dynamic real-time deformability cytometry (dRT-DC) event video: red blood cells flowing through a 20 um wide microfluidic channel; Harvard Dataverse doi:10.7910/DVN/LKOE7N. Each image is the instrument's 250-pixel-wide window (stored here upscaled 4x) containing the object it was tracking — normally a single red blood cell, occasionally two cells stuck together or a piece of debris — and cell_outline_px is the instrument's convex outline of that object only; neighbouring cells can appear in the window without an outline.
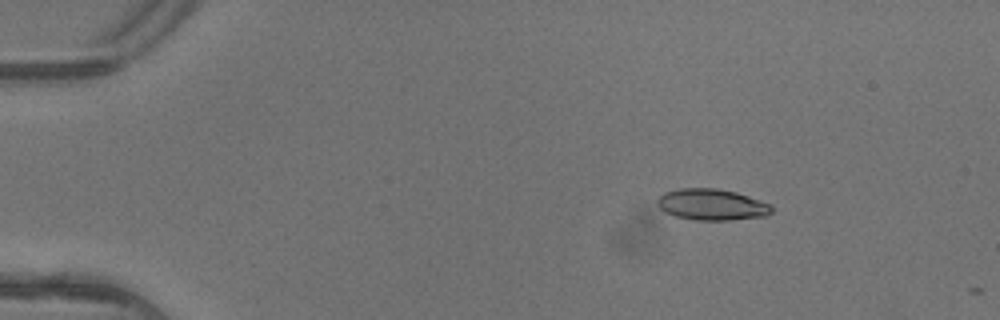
{"species": "common noctule bat (a hibernating species)", "species_latin": "Nyctalus noctula", "temperature_condition": "warm", "stored_images_in_passage": 5, "camera_frame_rate_fps": 3000, "um_per_image_px": 0.085, "animal": {"sex": "female"}, "frame": {"image": 1, "passage_image": 3, "time_ms": 0.667, "image_size_px": [1000, 320], "cell_outline_px": [[772, 212], [768, 216], [732, 220], [696, 220], [676, 216], [664, 212], [656, 204], [656, 200], [664, 192], [680, 188], [716, 188], [736, 192], [772, 204]], "centroid_in_image_um": [60.51, 17.39], "position_along_channel_um": 24.5, "area_um2": 21.04}}